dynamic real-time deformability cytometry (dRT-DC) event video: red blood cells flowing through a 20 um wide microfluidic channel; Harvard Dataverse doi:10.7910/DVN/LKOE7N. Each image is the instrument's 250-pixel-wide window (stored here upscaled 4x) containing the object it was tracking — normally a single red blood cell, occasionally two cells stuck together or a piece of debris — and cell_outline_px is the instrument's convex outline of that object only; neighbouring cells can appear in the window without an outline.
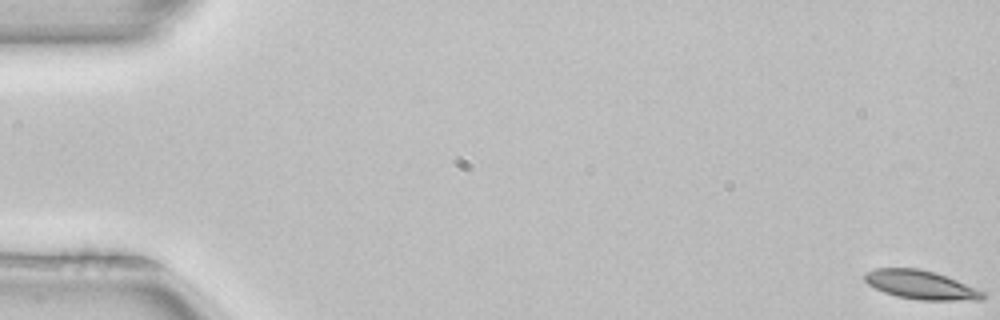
{"species": "common noctule bat (a hibernating species)", "species_latin": "Nyctalus noctula", "temperature_condition": "room temperature", "stored_images_in_passage": 5, "camera_frame_rate_fps": 3000, "um_per_image_px": 0.085, "animal": {"sex": "female", "body_mass_g": 22.7, "forearm_length_mm": 54.2}, "frame": {"image": 1, "passage_image": 1, "time_ms": 0.0, "image_size_px": [1000, 320], "cell_outline_px": [[984, 296], [980, 300], [920, 300], [896, 296], [884, 292], [868, 284], [864, 280], [864, 272], [876, 268], [920, 268], [936, 272], [948, 276], [984, 292]], "centroid_in_image_um": [78.24, 24.2], "position_along_channel_um": 6.8, "area_um2": 19.83}}